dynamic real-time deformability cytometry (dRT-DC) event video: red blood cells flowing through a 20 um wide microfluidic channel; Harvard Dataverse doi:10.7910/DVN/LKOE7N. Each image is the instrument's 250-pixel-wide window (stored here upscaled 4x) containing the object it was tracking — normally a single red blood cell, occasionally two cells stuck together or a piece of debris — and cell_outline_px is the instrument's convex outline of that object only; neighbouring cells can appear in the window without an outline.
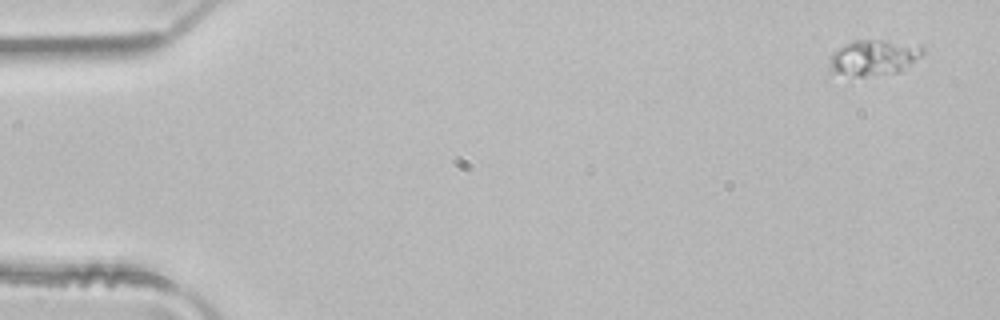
{"species": "common noctule bat (a hibernating species)", "species_latin": "Nyctalus noctula", "temperature_condition": "room temperature", "stored_images_in_passage": 5, "camera_frame_rate_fps": 3000, "um_per_image_px": 0.085, "animal": {"sex": "male", "body_mass_g": 21.5, "forearm_length_mm": 52.0}, "frame": {"image": 1, "passage_image": 1, "time_ms": 0.0, "image_size_px": [1000, 320], "cell_outline_px": [[924, 52], [920, 56], [900, 72], [864, 76], [852, 76], [832, 72], [828, 68], [828, 60], [832, 52], [844, 44], [852, 40], [880, 40], [924, 44]], "centroid_in_image_um": [74.25, 4.87], "position_along_channel_um": 10.8, "area_um2": 19.71}}
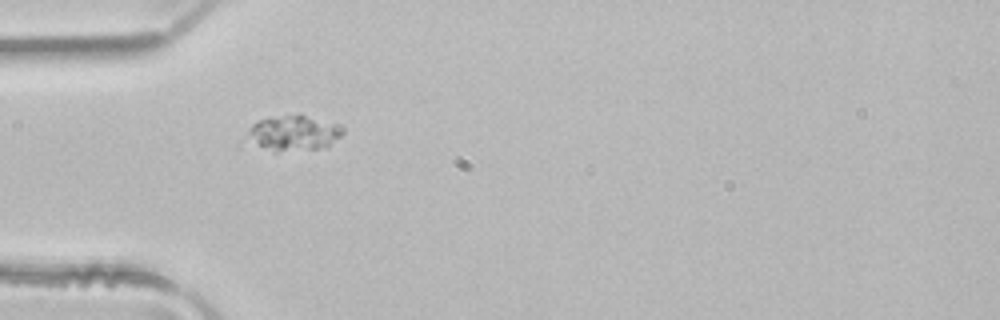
{"frame": {"image": 2, "passage_image": 4, "time_ms": 1.0, "image_size_px": [1000, 320], "cell_outline_px": [[344, 132], [328, 148], [276, 152], [244, 140], [252, 124], [268, 116], [300, 112], [340, 124], [344, 128]], "centroid_in_image_um": [24.98, 11.27], "position_along_channel_um": 60.0, "area_um2": 20.69}}
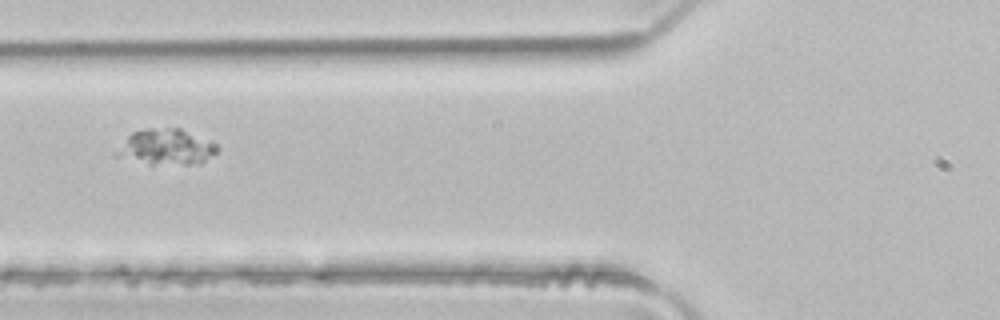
{"frame": {"image": 3, "passage_image": 5, "time_ms": 1.333, "image_size_px": [1000, 320], "cell_outline_px": [[220, 148], [216, 152], [200, 164], [148, 164], [116, 156], [116, 152], [128, 136], [132, 132], [144, 128], [180, 128], [212, 140]], "centroid_in_image_um": [14.18, 12.49], "position_along_channel_um": 111.6, "area_um2": 20.98}}